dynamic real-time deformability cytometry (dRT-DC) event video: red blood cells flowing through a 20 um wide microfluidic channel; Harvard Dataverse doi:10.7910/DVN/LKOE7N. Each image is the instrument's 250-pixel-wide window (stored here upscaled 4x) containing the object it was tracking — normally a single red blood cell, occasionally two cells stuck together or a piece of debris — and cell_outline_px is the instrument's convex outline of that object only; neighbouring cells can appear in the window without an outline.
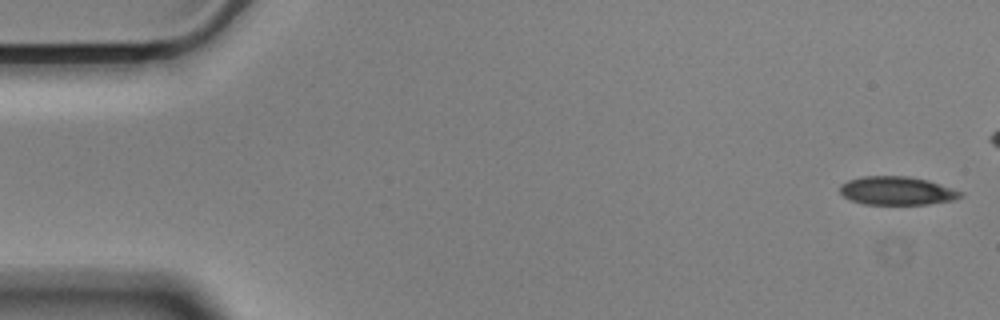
{"species": "Egyptian fruit bat (a non-hibernating species)", "species_latin": "Rousettus aegyptiacus", "temperature_condition": "cold", "stored_images_in_passage": 49, "camera_frame_rate_fps": 3000, "um_per_image_px": 0.085, "animal": {"sex": "male"}, "frame": {"image": 1, "passage_image": 1, "time_ms": 0.0, "image_size_px": [1000, 320], "cell_outline_px": [[964, 196], [952, 200], [928, 204], [864, 204], [852, 200], [844, 196], [840, 192], [840, 184], [848, 180], [864, 176], [908, 176], [928, 180], [964, 192]], "centroid_in_image_um": [76.25, 16.21], "position_along_channel_um": 8.7, "area_um2": 19.94}}
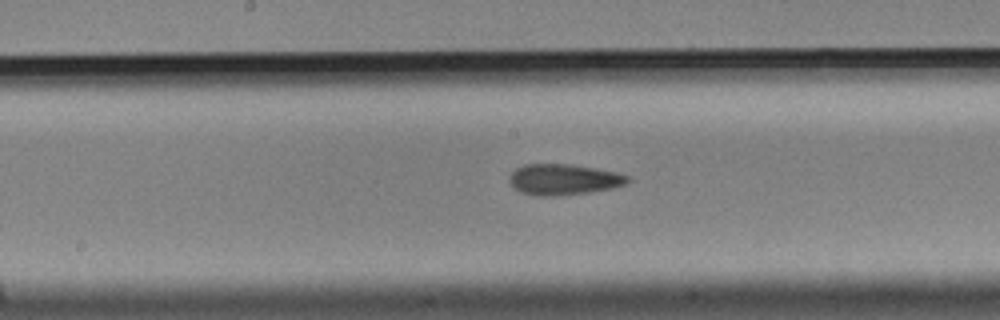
{"frame": {"image": 2, "passage_image": 28, "time_ms": 9.0, "image_size_px": [1000, 320], "cell_outline_px": [[632, 180], [624, 184], [612, 188], [588, 192], [556, 196], [540, 196], [520, 192], [508, 180], [512, 172], [516, 168], [524, 164], [568, 164], [616, 172], [628, 176]], "centroid_in_image_um": [47.89, 15.25], "position_along_channel_um": 200.3, "area_um2": 21.04}}
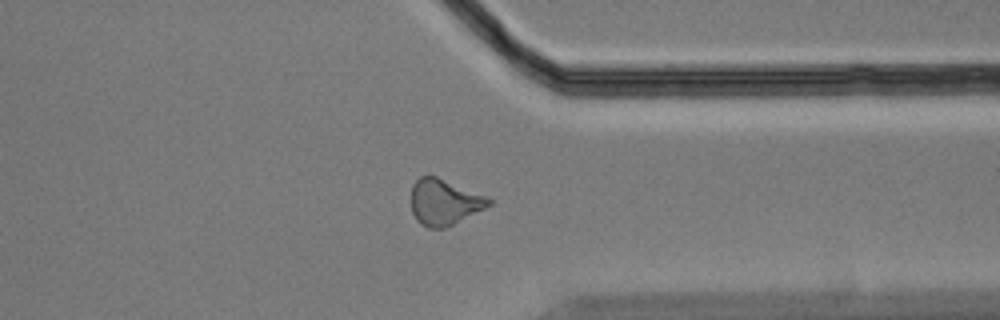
{"frame": {"image": 3, "passage_image": 43, "time_ms": 14.0, "image_size_px": [1000, 320], "cell_outline_px": [[492, 204], [444, 228], [428, 228], [420, 224], [416, 220], [412, 212], [412, 184], [420, 176], [436, 176], [484, 196], [492, 200]], "centroid_in_image_um": [37.71, 17.18], "position_along_channel_um": 373.7, "area_um2": 20.29}}